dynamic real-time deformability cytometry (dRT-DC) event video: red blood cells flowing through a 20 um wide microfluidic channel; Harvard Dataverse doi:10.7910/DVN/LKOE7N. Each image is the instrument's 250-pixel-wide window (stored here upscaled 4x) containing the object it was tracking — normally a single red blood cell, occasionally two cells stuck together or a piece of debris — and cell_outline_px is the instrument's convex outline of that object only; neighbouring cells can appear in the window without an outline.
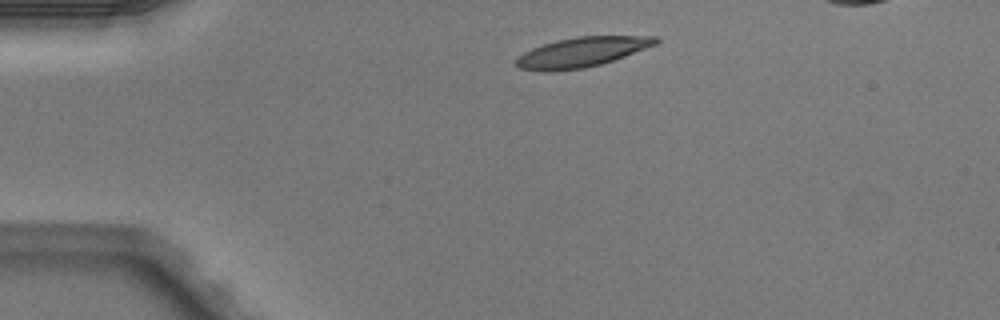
{"species": "Egyptian fruit bat (a non-hibernating species)", "species_latin": "Rousettus aegyptiacus", "temperature_condition": "warm", "stored_images_in_passage": 2, "camera_frame_rate_fps": 3000, "um_per_image_px": 0.085, "animal": {"sex": "male"}, "frame": {"image": 1, "passage_image": 1, "time_ms": 0.0, "image_size_px": [1000, 320], "cell_outline_px": [[660, 40], [656, 44], [624, 56], [600, 64], [584, 68], [552, 72], [520, 68], [512, 64], [524, 52], [532, 48], [556, 40], [576, 36], [656, 36]], "centroid_in_image_um": [49.43, 4.43], "position_along_channel_um": 35.6, "area_um2": 24.04}}